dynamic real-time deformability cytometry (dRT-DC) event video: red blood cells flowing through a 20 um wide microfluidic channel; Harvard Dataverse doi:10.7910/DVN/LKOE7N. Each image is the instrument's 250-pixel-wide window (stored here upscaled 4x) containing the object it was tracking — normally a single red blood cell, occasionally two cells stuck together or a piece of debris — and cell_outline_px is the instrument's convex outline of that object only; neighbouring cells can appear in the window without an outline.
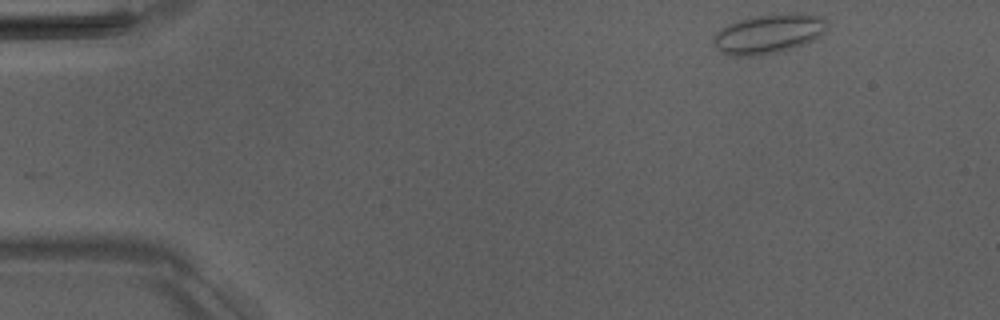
{"species": "Egyptian fruit bat (a non-hibernating species)", "species_latin": "Rousettus aegyptiacus", "temperature_condition": "room temperature", "stored_images_in_passage": 47, "camera_frame_rate_fps": 3000, "um_per_image_px": 0.085, "animal": {"sex": "male"}, "frame": {"image": 1, "passage_image": 1, "time_ms": 0.0, "image_size_px": [1000, 320], "cell_outline_px": [[828, 28], [820, 36], [804, 44], [792, 48], [776, 52], [752, 56], [732, 56], [720, 52], [712, 44], [712, 40], [716, 32], [728, 24], [740, 20], [756, 16], [800, 12], [820, 16], [828, 20]], "centroid_in_image_um": [65.34, 2.87], "position_along_channel_um": 19.7, "area_um2": 26.18}}
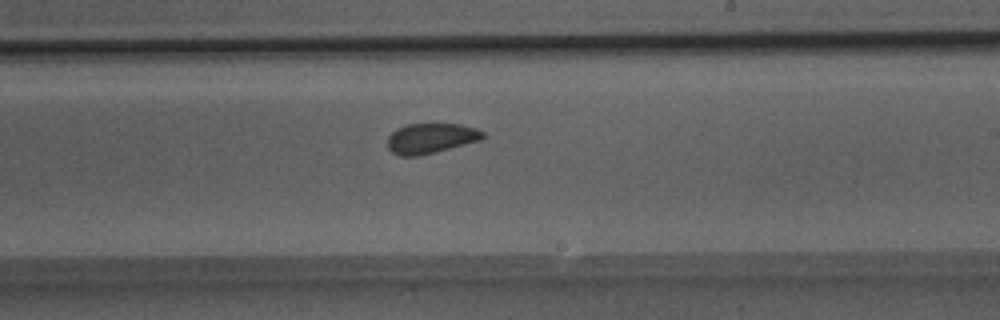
{"frame": {"image": 2, "passage_image": 26, "time_ms": 8.333, "image_size_px": [1000, 320], "cell_outline_px": [[484, 136], [480, 140], [436, 152], [420, 156], [400, 156], [392, 152], [388, 148], [388, 136], [396, 128], [408, 124], [460, 124], [476, 128], [484, 132]], "centroid_in_image_um": [36.6, 11.76], "position_along_channel_um": 252.4, "area_um2": 16.76}}
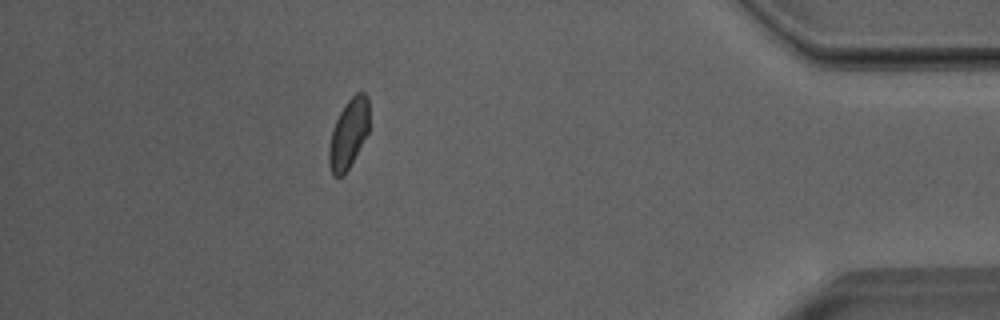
{"frame": {"image": 3, "passage_image": 41, "time_ms": 13.333, "image_size_px": [1000, 320], "cell_outline_px": [[368, 132], [348, 168], [340, 176], [332, 176], [328, 164], [328, 148], [332, 128], [344, 104], [356, 92], [364, 92], [368, 96]], "centroid_in_image_um": [29.6, 11.34], "position_along_channel_um": 405.6, "area_um2": 16.13}, "authors_computed_cell_mechanics": {"area_um2": 17.2822, "velocity_mm_per_s": 3.9927, "shape_relaxation_time_tau1_ms": 9.8394, "shape_relaxation_time_tau2_ms": 1.4373, "deformation_change_tau1": 0.1224, "deformation_change_tau2": 0.0424}}